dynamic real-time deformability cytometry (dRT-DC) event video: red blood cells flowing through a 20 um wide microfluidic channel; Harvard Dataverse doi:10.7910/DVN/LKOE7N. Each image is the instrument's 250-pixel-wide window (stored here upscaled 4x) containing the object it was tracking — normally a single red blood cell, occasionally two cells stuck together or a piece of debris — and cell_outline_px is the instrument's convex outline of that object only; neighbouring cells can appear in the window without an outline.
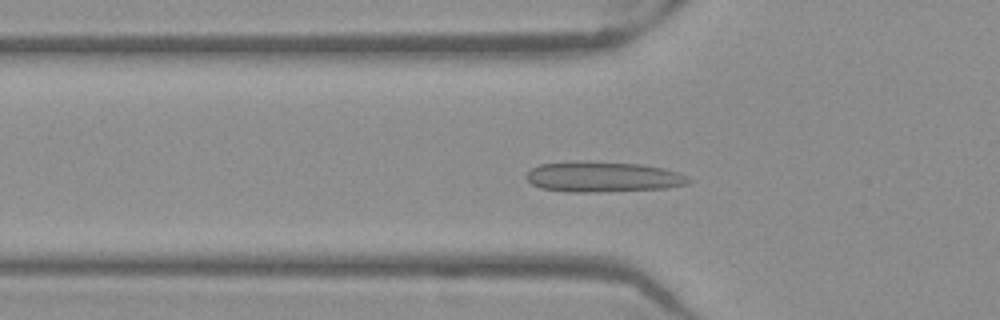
{"species": "Egyptian fruit bat (a non-hibernating species)", "species_latin": "Rousettus aegyptiacus", "temperature_condition": "warm", "stored_images_in_passage": 52, "camera_frame_rate_fps": 3000, "um_per_image_px": 0.085, "frame": {"image": 1, "passage_image": 18, "time_ms": 5.667, "image_size_px": [1000, 320], "cell_outline_px": [[692, 180], [688, 184], [664, 188], [596, 192], [568, 192], [540, 188], [532, 184], [524, 176], [532, 168], [540, 164], [576, 160], [640, 164], [664, 168], [688, 176]], "centroid_in_image_um": [51.22, 15.02], "position_along_channel_um": 74.6, "area_um2": 28.96}}
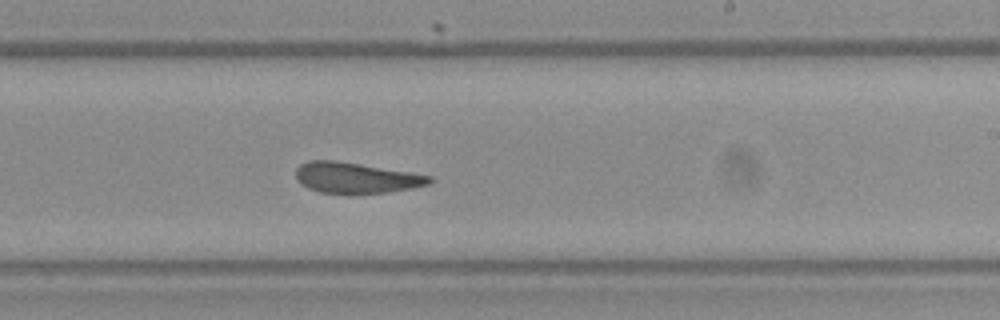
{"frame": {"image": 2, "passage_image": 32, "time_ms": 10.333, "image_size_px": [1000, 320], "cell_outline_px": [[432, 180], [428, 184], [412, 188], [388, 192], [352, 196], [348, 196], [320, 192], [308, 188], [296, 180], [296, 168], [300, 164], [308, 160], [336, 160], [432, 176]], "centroid_in_image_um": [30.2, 15.15], "position_along_channel_um": 258.8, "area_um2": 24.45}}
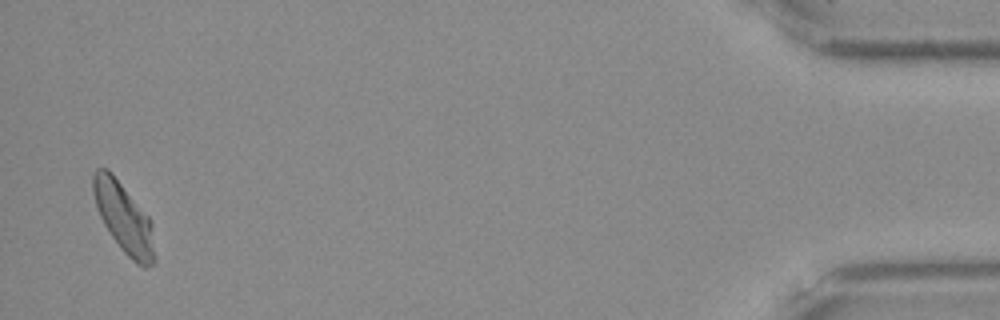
{"frame": {"image": 3, "passage_image": 51, "time_ms": 16.667, "image_size_px": [1000, 320], "cell_outline_px": [[156, 260], [148, 268], [144, 268], [136, 264], [120, 248], [104, 224], [96, 208], [92, 192], [92, 176], [96, 168], [108, 168], [112, 172], [148, 216], [152, 224]], "centroid_in_image_um": [10.52, 18.52], "position_along_channel_um": 424.7, "area_um2": 25.26}, "authors_computed_cell_mechanics": {"area_um2": 25.721, "velocity_mm_per_s": 3.9268, "shape_relaxation_time_tau1_ms": null, "shape_relaxation_time_tau2_ms": 1.0849, "deformation_change_tau1": null, "deformation_change_tau2": 0.0649}}